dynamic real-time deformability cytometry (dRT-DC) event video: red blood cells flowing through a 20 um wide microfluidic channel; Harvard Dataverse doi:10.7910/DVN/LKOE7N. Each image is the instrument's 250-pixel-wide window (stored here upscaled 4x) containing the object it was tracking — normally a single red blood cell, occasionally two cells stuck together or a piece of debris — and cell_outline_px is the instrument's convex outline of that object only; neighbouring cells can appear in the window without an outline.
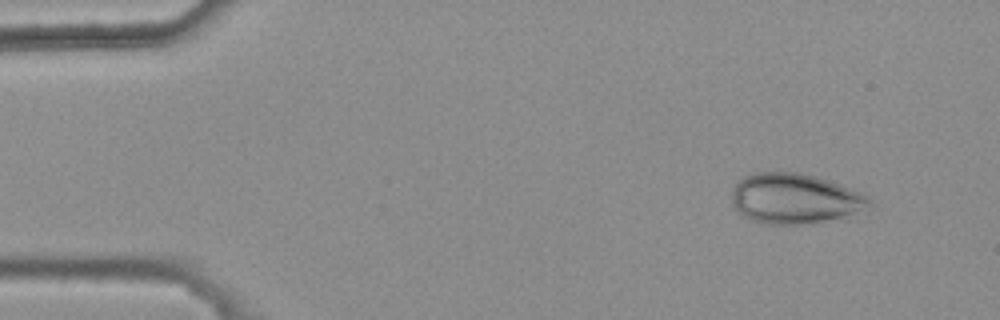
{"species": "common noctule bat (a hibernating species)", "species_latin": "Nyctalus noctula", "temperature_condition": "warm", "stored_images_in_passage": 5, "camera_frame_rate_fps": 3000, "um_per_image_px": 0.085, "animal": {"sex": "female", "body_mass_g": 25.1}, "frame": {"image": 1, "passage_image": 1, "time_ms": 0.0, "image_size_px": [1000, 320], "cell_outline_px": [[872, 204], [848, 220], [812, 224], [764, 224], [752, 220], [744, 216], [732, 204], [732, 188], [744, 176], [756, 172], [800, 172], [816, 176], [828, 180], [868, 196], [872, 200]], "centroid_in_image_um": [67.62, 16.92], "position_along_channel_um": 17.4, "area_um2": 41.1}}